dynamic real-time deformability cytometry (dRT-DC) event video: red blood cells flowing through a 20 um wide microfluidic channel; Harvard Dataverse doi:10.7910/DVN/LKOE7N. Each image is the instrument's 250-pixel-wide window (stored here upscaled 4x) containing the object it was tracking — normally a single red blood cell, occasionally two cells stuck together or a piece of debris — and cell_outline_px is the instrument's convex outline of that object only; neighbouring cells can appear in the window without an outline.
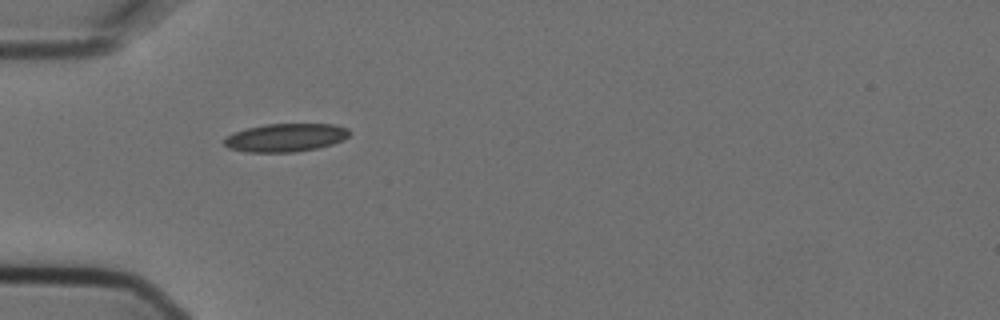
{"species": "Egyptian fruit bat (a non-hibernating species)", "species_latin": "Rousettus aegyptiacus", "temperature_condition": "cold", "stored_images_in_passage": 8, "camera_frame_rate_fps": 3000, "um_per_image_px": 0.085, "animal": {"sex": "female"}, "frame": {"image": 1, "passage_image": 1, "time_ms": 0.0, "image_size_px": [1000, 320], "cell_outline_px": [[348, 136], [344, 140], [332, 144], [316, 148], [296, 152], [244, 152], [228, 148], [224, 144], [224, 140], [228, 136], [236, 132], [248, 128], [264, 124], [336, 124], [348, 128]], "centroid_in_image_um": [24.29, 11.7], "position_along_channel_um": 60.7, "area_um2": 20.52}}
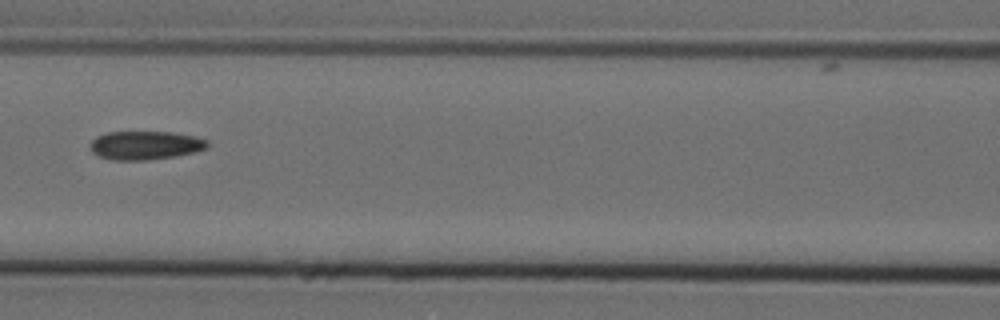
{"frame": {"image": 2, "passage_image": 3, "time_ms": 0.667, "image_size_px": [1000, 320], "cell_outline_px": [[208, 148], [196, 152], [176, 156], [148, 160], [112, 160], [96, 156], [88, 148], [88, 144], [96, 136], [108, 132], [172, 132], [192, 136], [208, 140]], "centroid_in_image_um": [12.3, 12.36], "position_along_channel_um": 154.3, "area_um2": 19.83}}
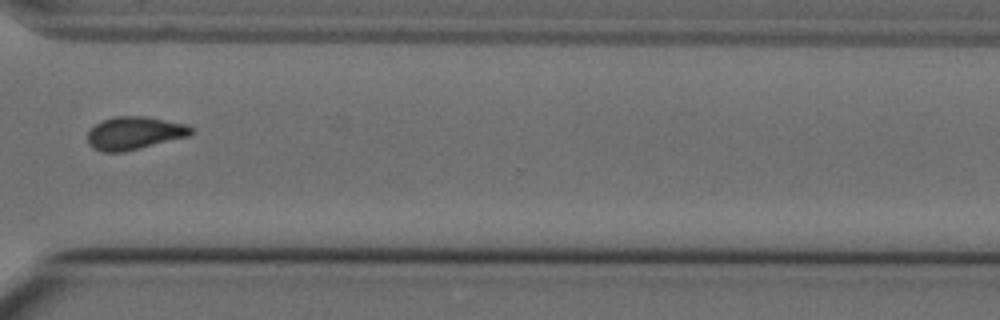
{"frame": {"image": 3, "passage_image": 8, "time_ms": 2.333, "image_size_px": [1000, 320], "cell_outline_px": [[192, 132], [188, 136], [124, 152], [100, 152], [92, 148], [88, 144], [88, 132], [100, 120], [116, 116], [144, 116], [188, 124], [192, 128]], "centroid_in_image_um": [11.39, 11.31], "position_along_channel_um": 359.2, "area_um2": 19.88}}